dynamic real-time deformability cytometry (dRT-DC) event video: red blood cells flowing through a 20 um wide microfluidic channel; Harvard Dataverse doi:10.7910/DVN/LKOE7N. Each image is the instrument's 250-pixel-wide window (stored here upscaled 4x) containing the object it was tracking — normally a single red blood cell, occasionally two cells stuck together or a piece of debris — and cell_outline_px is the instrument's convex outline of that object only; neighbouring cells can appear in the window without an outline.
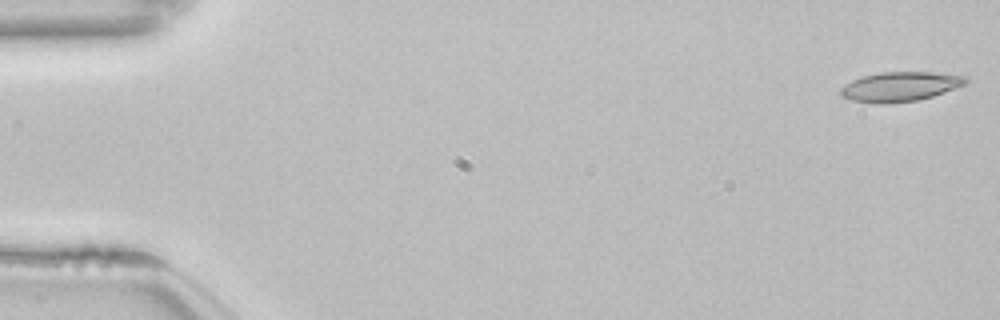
{"species": "common noctule bat (a hibernating species)", "species_latin": "Nyctalus noctula", "temperature_condition": "room temperature", "stored_images_in_passage": 53, "camera_frame_rate_fps": 3000, "um_per_image_px": 0.085, "animal": {"sex": "female", "body_mass_g": 22.7, "forearm_length_mm": 54.2}, "frame": {"image": 1, "passage_image": 1, "time_ms": 0.0, "image_size_px": [1000, 320], "cell_outline_px": [[968, 80], [964, 84], [932, 96], [920, 100], [888, 104], [876, 104], [852, 100], [844, 96], [840, 92], [840, 88], [852, 80], [864, 76], [880, 72], [932, 72], [968, 76]], "centroid_in_image_um": [76.51, 7.36], "position_along_channel_um": 8.5, "area_um2": 21.44}}
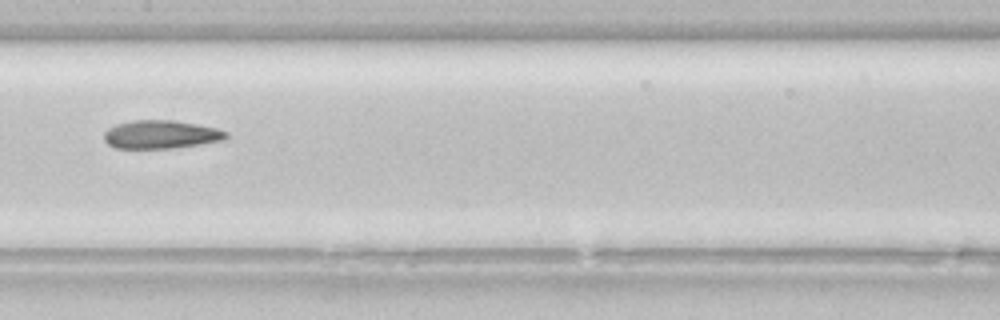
{"frame": {"image": 2, "passage_image": 27, "time_ms": 8.667, "image_size_px": [1000, 320], "cell_outline_px": [[228, 136], [224, 140], [200, 144], [172, 148], [116, 148], [108, 144], [104, 140], [104, 132], [108, 128], [116, 124], [132, 120], [172, 120], [196, 124], [216, 128], [228, 132]], "centroid_in_image_um": [13.66, 11.43], "position_along_channel_um": 193.7, "area_um2": 20.11}}
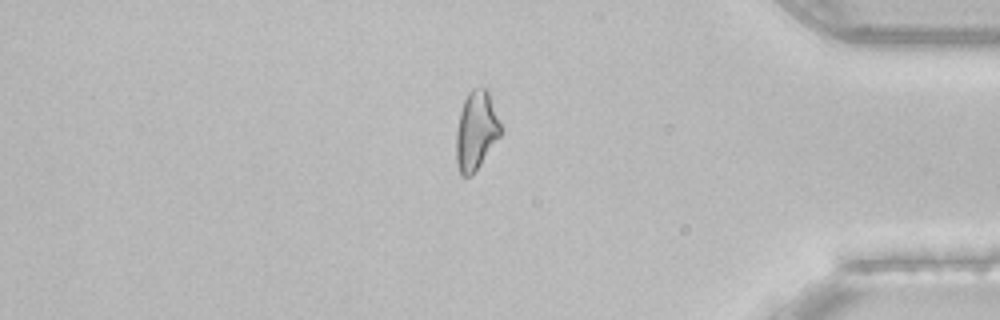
{"frame": {"image": 3, "passage_image": 45, "time_ms": 14.667, "image_size_px": [1000, 320], "cell_outline_px": [[504, 128], [500, 136], [476, 172], [472, 176], [460, 176], [456, 164], [456, 132], [460, 112], [464, 100], [468, 92], [472, 88], [488, 88]], "centroid_in_image_um": [40.5, 11.11], "position_along_channel_um": 394.7, "area_um2": 21.1}, "authors_computed_cell_mechanics": {"area_um2": 21.097, "velocity_mm_per_s": 3.8475, "shape_relaxation_time_tau1_ms": null, "shape_relaxation_time_tau2_ms": 4.5424, "deformation_change_tau1": null, "deformation_change_tau2": 0.1365}}